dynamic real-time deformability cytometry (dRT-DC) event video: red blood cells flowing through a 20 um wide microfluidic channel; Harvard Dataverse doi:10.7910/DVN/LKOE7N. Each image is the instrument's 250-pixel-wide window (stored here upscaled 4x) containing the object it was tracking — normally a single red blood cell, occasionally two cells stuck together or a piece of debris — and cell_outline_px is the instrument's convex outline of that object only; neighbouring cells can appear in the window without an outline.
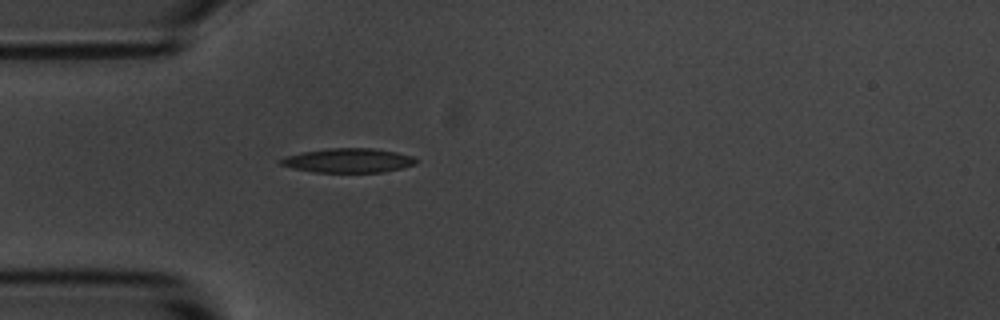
{"species": "common noctule bat (a hibernating species)", "species_latin": "Nyctalus noctula", "temperature_condition": "room temperature", "stored_images_in_passage": 1, "camera_frame_rate_fps": 3000, "um_per_image_px": 0.085, "animal": {"sex": "male", "body_mass_g": 20.1, "forearm_length_mm": 53.5}, "frame": {"image": 1, "passage_image": 1, "time_ms": 0.0, "image_size_px": [1000, 320], "cell_outline_px": [[416, 164], [384, 172], [316, 172], [292, 168], [280, 164], [280, 160], [284, 156], [304, 152], [332, 148], [372, 148], [396, 152], [412, 156], [416, 160]], "centroid_in_image_um": [29.6, 13.64], "position_along_channel_um": 55.4, "area_um2": 18.9}}